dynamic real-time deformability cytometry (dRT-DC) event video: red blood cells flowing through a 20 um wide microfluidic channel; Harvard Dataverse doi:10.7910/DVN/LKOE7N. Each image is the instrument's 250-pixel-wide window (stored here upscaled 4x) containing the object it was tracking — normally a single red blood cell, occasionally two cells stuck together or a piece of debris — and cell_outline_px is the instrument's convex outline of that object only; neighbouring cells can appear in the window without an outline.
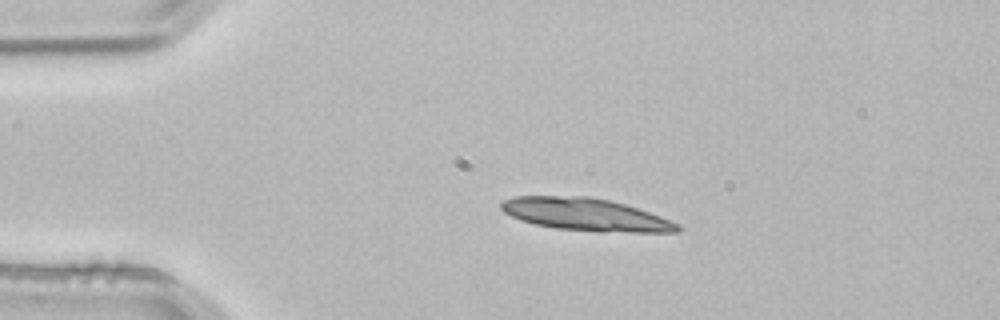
{"species": "common noctule bat (a hibernating species)", "species_latin": "Nyctalus noctula", "temperature_condition": "room temperature", "stored_images_in_passage": 2, "camera_frame_rate_fps": 3000, "um_per_image_px": 0.085, "animal": {"sex": "male", "body_mass_g": 21.5, "forearm_length_mm": 52.0}, "frame": {"image": 1, "passage_image": 1, "time_ms": 0.0, "image_size_px": [1000, 320], "cell_outline_px": [[680, 228], [676, 232], [600, 232], [556, 228], [536, 224], [520, 220], [504, 212], [500, 208], [500, 204], [504, 200], [516, 196], [588, 196], [608, 200], [624, 204], [660, 216], [680, 224]], "centroid_in_image_um": [49.76, 18.23], "position_along_channel_um": 35.2, "area_um2": 33.18}}